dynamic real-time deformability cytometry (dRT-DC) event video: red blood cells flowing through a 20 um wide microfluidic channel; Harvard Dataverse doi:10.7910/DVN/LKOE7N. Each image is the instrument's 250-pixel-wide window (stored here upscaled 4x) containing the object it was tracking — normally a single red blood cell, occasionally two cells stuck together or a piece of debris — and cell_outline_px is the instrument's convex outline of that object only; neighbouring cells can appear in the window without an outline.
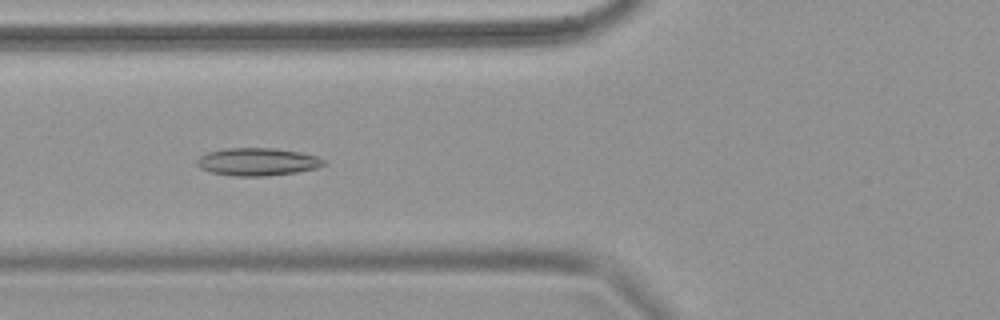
{"species": "common noctule bat (a hibernating species)", "species_latin": "Nyctalus noctula", "temperature_condition": "warm", "stored_images_in_passage": 70, "camera_frame_rate_fps": 3000, "um_per_image_px": 0.085, "animal": {"sex": "female", "body_mass_g": 18.4}, "frame": {"image": 1, "passage_image": 29, "time_ms": 9.333, "image_size_px": [1000, 320], "cell_outline_px": [[328, 164], [316, 168], [296, 172], [268, 176], [236, 176], [212, 172], [200, 168], [196, 164], [196, 160], [200, 156], [208, 152], [224, 148], [276, 148], [300, 152], [316, 156], [328, 160]], "centroid_in_image_um": [21.92, 13.75], "position_along_channel_um": 103.9, "area_um2": 20.63}}
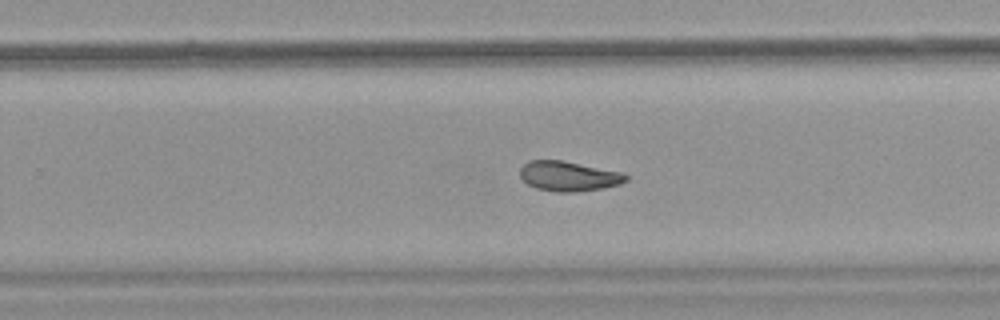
{"frame": {"image": 2, "passage_image": 47, "time_ms": 15.333, "image_size_px": [1000, 320], "cell_outline_px": [[628, 180], [620, 184], [604, 188], [576, 192], [556, 192], [536, 188], [528, 184], [520, 176], [520, 168], [528, 160], [564, 160], [624, 172], [628, 176]], "centroid_in_image_um": [48.37, 14.97], "position_along_channel_um": 281.4, "area_um2": 18.73}}
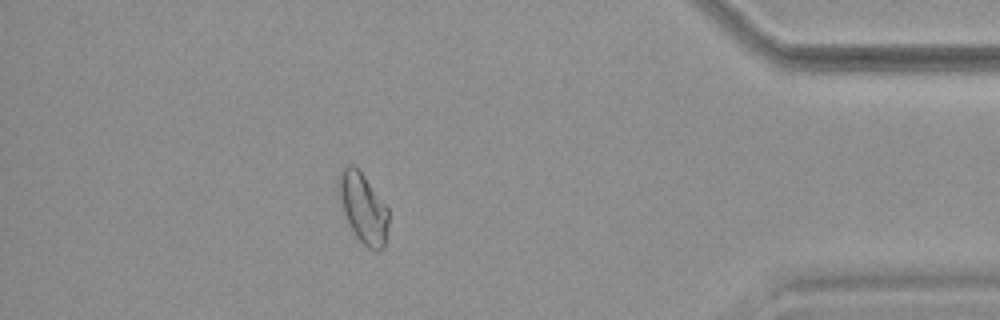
{"frame": {"image": 3, "passage_image": 63, "time_ms": 20.667, "image_size_px": [1000, 320], "cell_outline_px": [[388, 224], [384, 244], [376, 252], [368, 248], [356, 236], [344, 212], [336, 192], [336, 180], [340, 168], [344, 164], [352, 164], [364, 176], [388, 208]], "centroid_in_image_um": [30.81, 17.61], "position_along_channel_um": 404.4, "area_um2": 20.29}}